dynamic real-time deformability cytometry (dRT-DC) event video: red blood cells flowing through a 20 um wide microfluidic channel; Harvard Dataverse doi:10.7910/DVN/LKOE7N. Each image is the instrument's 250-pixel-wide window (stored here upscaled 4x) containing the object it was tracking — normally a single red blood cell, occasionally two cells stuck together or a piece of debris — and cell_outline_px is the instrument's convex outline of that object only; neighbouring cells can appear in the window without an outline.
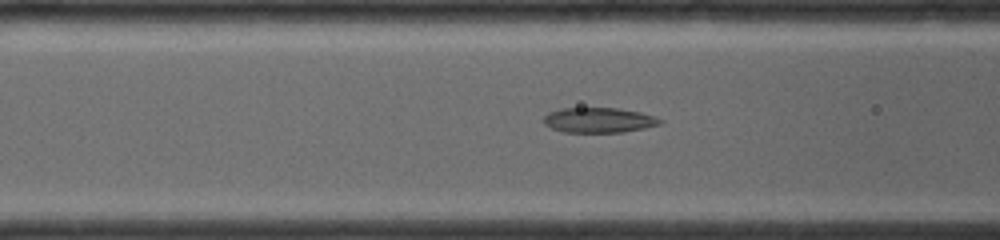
{"species": "common noctule bat (a hibernating species)", "species_latin": "Nyctalus noctula", "temperature_condition": "room temperature", "stored_images_in_passage": 13, "camera_frame_rate_fps": 4000, "um_per_image_px": 0.085, "animal": {"sex": "female", "body_mass_g": 19.0, "forearm_length_mm": 56.7}, "frame": {"image": 1, "passage_image": 10, "time_ms": 2.25, "image_size_px": [1000, 240], "cell_outline_px": [[664, 120], [660, 124], [644, 128], [624, 132], [564, 132], [552, 128], [544, 124], [544, 116], [548, 112], [560, 108], [616, 108], [640, 112]], "centroid_in_image_um": [50.88, 10.21], "position_along_channel_um": 115.7, "area_um2": 16.94}}